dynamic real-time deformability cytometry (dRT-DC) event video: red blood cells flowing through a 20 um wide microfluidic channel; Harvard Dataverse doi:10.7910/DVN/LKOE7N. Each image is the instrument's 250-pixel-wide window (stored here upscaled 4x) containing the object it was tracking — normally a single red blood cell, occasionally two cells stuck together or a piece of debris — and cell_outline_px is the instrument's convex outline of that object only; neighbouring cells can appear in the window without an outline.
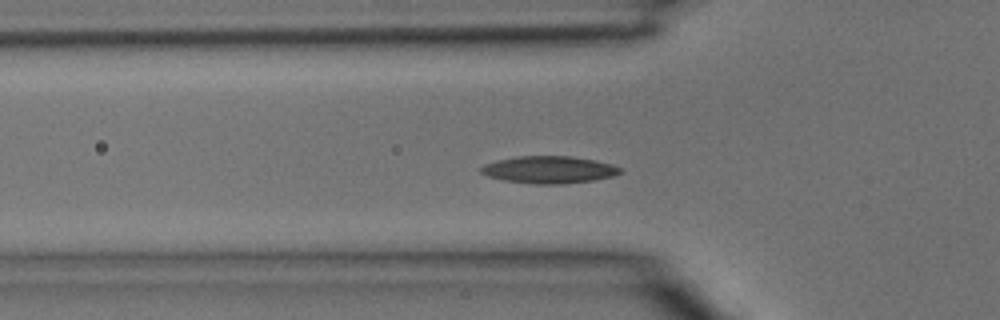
{"species": "common noctule bat (a hibernating species)", "species_latin": "Nyctalus noctula", "temperature_condition": "room temperature", "stored_images_in_passage": 38, "camera_frame_rate_fps": 3000, "um_per_image_px": 0.085, "animal": {"sex": "male", "body_mass_g": 15.6}, "frame": {"image": 1, "passage_image": 12, "time_ms": 3.667, "image_size_px": [1000, 320], "cell_outline_px": [[624, 172], [612, 176], [596, 180], [560, 184], [536, 184], [504, 180], [488, 176], [480, 172], [480, 168], [484, 164], [516, 156], [572, 156], [596, 160], [612, 164], [624, 168]], "centroid_in_image_um": [46.74, 14.42], "position_along_channel_um": 79.1, "area_um2": 22.2}}